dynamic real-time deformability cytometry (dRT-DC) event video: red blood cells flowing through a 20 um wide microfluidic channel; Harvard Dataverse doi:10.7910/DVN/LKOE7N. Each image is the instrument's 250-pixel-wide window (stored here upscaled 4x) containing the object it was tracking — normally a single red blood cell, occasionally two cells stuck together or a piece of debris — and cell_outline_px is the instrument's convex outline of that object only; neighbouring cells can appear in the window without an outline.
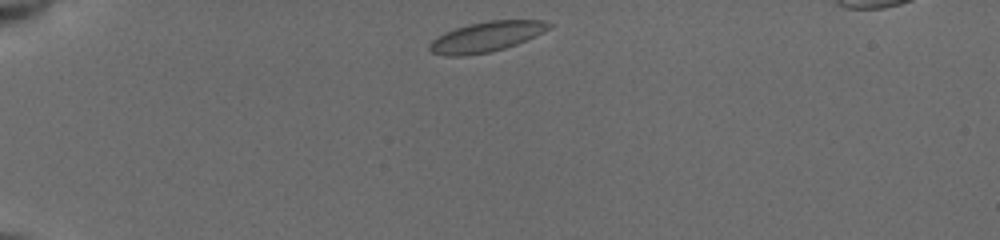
{"species": "common noctule bat (a hibernating species)", "species_latin": "Nyctalus noctula", "temperature_condition": "cold", "stored_images_in_passage": 25, "camera_frame_rate_fps": 3000, "um_per_image_px": 0.085, "animal": {"sex": "female", "body_mass_g": 19.5, "forearm_length_mm": 54.1}, "frame": {"image": 1, "passage_image": 1, "time_ms": 0.0, "image_size_px": [1000, 240], "cell_outline_px": [[552, 24], [544, 32], [536, 36], [516, 44], [492, 52], [464, 56], [444, 56], [432, 52], [428, 48], [428, 44], [432, 40], [444, 32], [468, 24], [488, 20], [544, 20]], "centroid_in_image_um": [41.31, 3.13], "position_along_channel_um": 43.7, "area_um2": 21.1}}
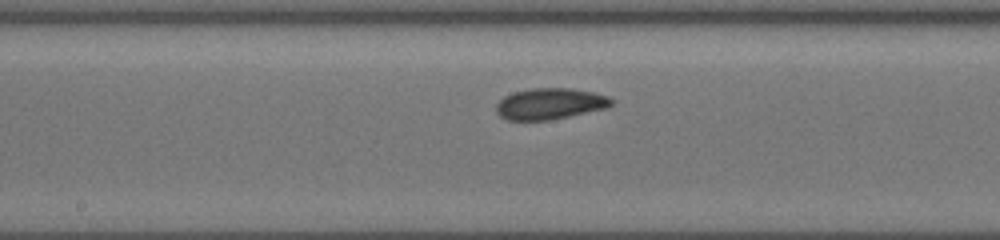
{"frame": {"image": 2, "passage_image": 16, "time_ms": 5.333, "image_size_px": [1000, 240], "cell_outline_px": [[616, 100], [608, 108], [548, 120], [508, 120], [500, 116], [496, 112], [496, 104], [504, 96], [512, 92], [532, 88], [568, 88], [592, 92], [608, 96]], "centroid_in_image_um": [46.75, 8.81], "position_along_channel_um": 201.4, "area_um2": 20.98}}
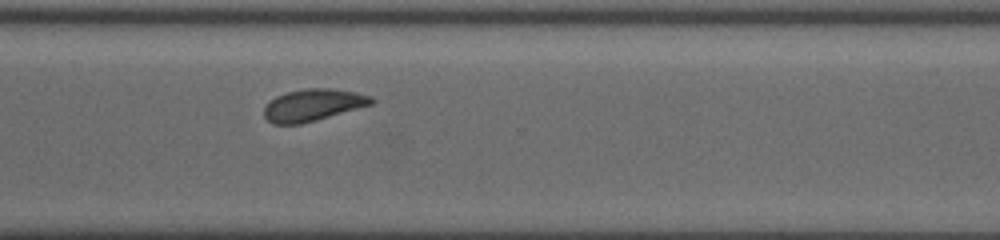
{"frame": {"image": 3, "passage_image": 25, "time_ms": 9.0, "image_size_px": [1000, 240], "cell_outline_px": [[376, 100], [372, 104], [316, 120], [300, 124], [272, 124], [264, 116], [264, 108], [276, 96], [288, 92], [308, 88], [328, 88], [356, 92], [372, 96]], "centroid_in_image_um": [26.62, 8.93], "position_along_channel_um": 344.0, "area_um2": 19.77}}